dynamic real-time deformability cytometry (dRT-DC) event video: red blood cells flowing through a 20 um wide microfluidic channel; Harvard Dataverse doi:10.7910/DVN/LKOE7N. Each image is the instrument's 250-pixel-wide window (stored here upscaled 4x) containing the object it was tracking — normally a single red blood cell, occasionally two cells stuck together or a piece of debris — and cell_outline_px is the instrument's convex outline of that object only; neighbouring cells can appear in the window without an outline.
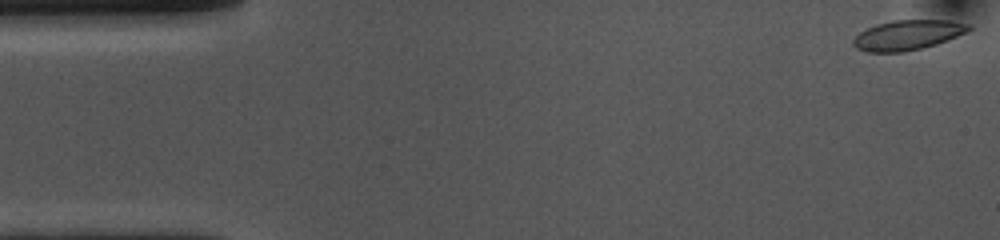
{"species": "common noctule bat (a hibernating species)", "species_latin": "Nyctalus noctula", "temperature_condition": "cold", "stored_images_in_passage": 54, "camera_frame_rate_fps": 3000, "um_per_image_px": 0.085, "animal": {"sex": "female", "body_mass_g": 10.0, "forearm_length_mm": 53.1}, "frame": {"image": 1, "passage_image": 1, "time_ms": 0.0, "image_size_px": [1000, 240], "cell_outline_px": [[972, 28], [956, 36], [936, 44], [904, 52], [868, 52], [856, 48], [852, 44], [852, 40], [860, 32], [876, 24], [892, 20], [948, 20], [972, 24]], "centroid_in_image_um": [77.13, 2.97], "position_along_channel_um": 7.9, "area_um2": 20.0}}
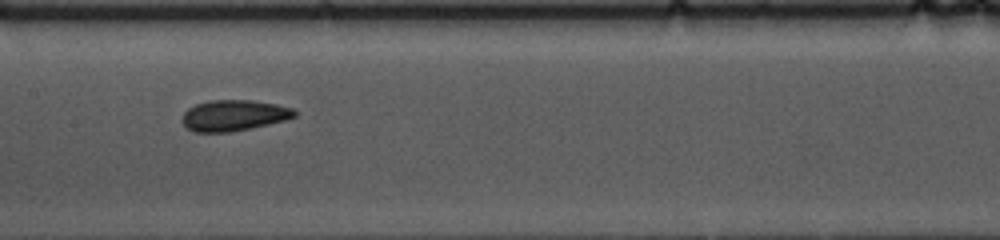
{"frame": {"image": 2, "passage_image": 25, "time_ms": 8.0, "image_size_px": [1000, 240], "cell_outline_px": [[296, 116], [284, 120], [268, 124], [232, 132], [192, 132], [180, 120], [184, 112], [188, 108], [196, 104], [208, 100], [252, 100], [276, 104], [292, 108], [296, 112]], "centroid_in_image_um": [19.84, 9.81], "position_along_channel_um": 187.6, "area_um2": 20.29}}
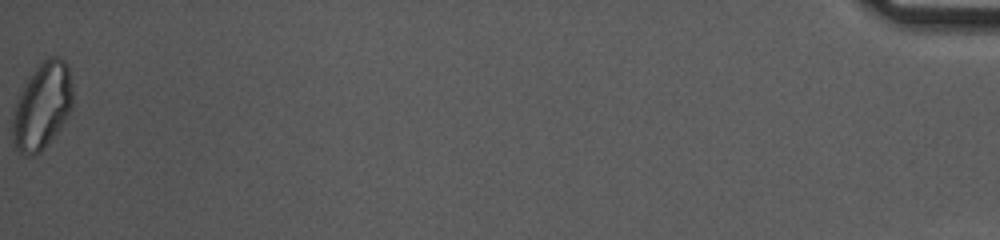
{"frame": {"image": 3, "passage_image": 54, "time_ms": 17.667, "image_size_px": [1000, 240], "cell_outline_px": [[72, 108], [56, 132], [44, 148], [40, 152], [32, 156], [28, 156], [20, 152], [16, 148], [12, 140], [12, 116], [20, 88], [28, 76], [48, 56], [60, 56], [68, 64], [72, 84]], "centroid_in_image_um": [3.56, 8.98], "position_along_channel_um": 431.6, "area_um2": 30.52}, "authors_computed_cell_mechanics": {"area_um2": 20.3456, "velocity_mm_per_s": 3.6307, "shape_relaxation_time_tau1_ms": 5.6231, "shape_relaxation_time_tau2_ms": 2.281, "deformation_change_tau1": 0.103, "deformation_change_tau2": 0.0468}}